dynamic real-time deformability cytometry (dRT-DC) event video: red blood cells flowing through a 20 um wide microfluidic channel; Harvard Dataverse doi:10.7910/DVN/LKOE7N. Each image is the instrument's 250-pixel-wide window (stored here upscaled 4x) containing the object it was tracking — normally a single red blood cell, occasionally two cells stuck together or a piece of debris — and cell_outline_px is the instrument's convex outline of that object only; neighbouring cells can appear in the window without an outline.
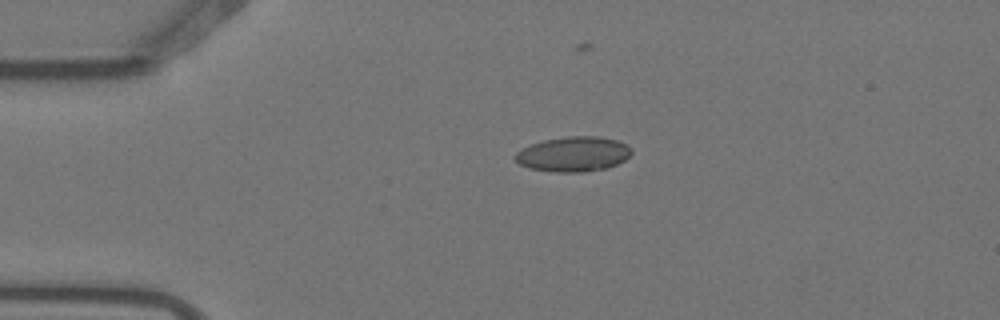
{"species": "Egyptian fruit bat (a non-hibernating species)", "species_latin": "Rousettus aegyptiacus", "temperature_condition": "warm", "stored_images_in_passage": 6, "camera_frame_rate_fps": 3000, "um_per_image_px": 0.085, "animal": {"sex": "female"}, "frame": {"image": 1, "passage_image": 6, "time_ms": 1.667, "image_size_px": [1000, 320], "cell_outline_px": [[632, 152], [624, 160], [616, 164], [604, 168], [584, 172], [552, 172], [528, 168], [520, 164], [512, 156], [520, 148], [528, 144], [544, 140], [568, 136], [600, 136], [616, 140], [628, 144], [632, 148]], "centroid_in_image_um": [48.7, 13.09], "position_along_channel_um": 36.3, "area_um2": 23.93}}